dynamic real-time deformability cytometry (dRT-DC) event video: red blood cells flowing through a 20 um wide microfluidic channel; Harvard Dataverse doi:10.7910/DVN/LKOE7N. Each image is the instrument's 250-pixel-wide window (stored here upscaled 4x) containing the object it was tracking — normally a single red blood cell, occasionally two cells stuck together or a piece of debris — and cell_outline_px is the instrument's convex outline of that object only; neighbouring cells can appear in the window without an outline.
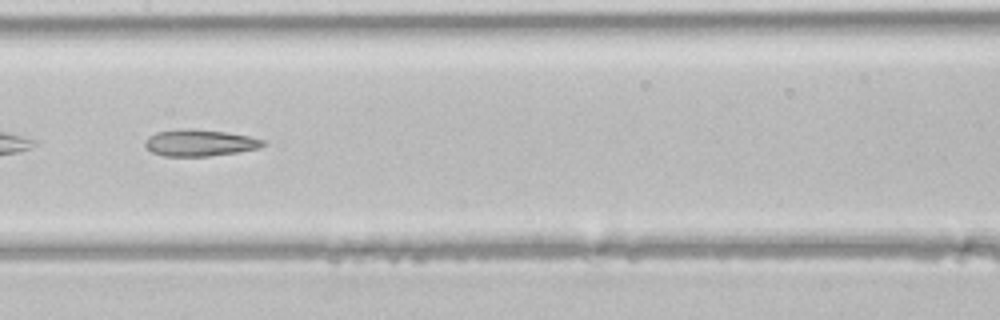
{"species": "common noctule bat (a hibernating species)", "species_latin": "Nyctalus noctula", "temperature_condition": "room temperature", "stored_images_in_passage": 30, "camera_frame_rate_fps": 3000, "um_per_image_px": 0.085, "animal": {"sex": "male", "body_mass_g": 21.5, "forearm_length_mm": 52.0}, "frame": {"image": 1, "passage_image": 9, "time_ms": 2.667, "image_size_px": [1000, 320], "cell_outline_px": [[268, 144], [260, 148], [236, 152], [208, 156], [164, 156], [152, 152], [144, 144], [148, 136], [156, 132], [184, 128], [192, 128], [224, 132], [248, 136], [268, 140]], "centroid_in_image_um": [17.01, 12.13], "position_along_channel_um": 190.4, "area_um2": 18.38}}